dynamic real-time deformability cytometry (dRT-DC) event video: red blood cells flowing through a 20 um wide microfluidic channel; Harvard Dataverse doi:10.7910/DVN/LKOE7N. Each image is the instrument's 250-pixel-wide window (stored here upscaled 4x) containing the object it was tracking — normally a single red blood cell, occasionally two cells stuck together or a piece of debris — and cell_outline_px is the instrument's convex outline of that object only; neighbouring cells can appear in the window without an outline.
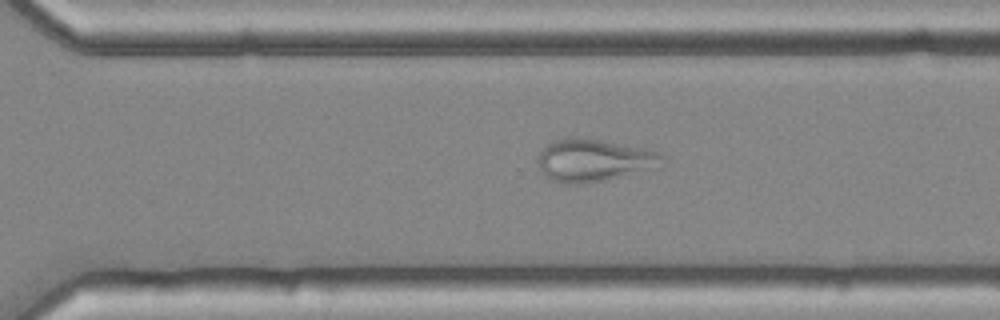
{"species": "common noctule bat (a hibernating species)", "species_latin": "Nyctalus noctula", "temperature_condition": "cold", "stored_images_in_passage": 45, "camera_frame_rate_fps": 3000, "um_per_image_px": 0.085, "animal": {"sex": "female", "body_mass_g": 25.1}, "frame": {"image": 1, "passage_image": 29, "time_ms": 9.333, "image_size_px": [1000, 320], "cell_outline_px": [[668, 160], [664, 168], [604, 180], [580, 184], [568, 184], [552, 180], [540, 168], [540, 152], [552, 140], [568, 136], [580, 136], [644, 148], [660, 152], [668, 156]], "centroid_in_image_um": [50.64, 13.61], "position_along_channel_um": 320.0, "area_um2": 31.5}}
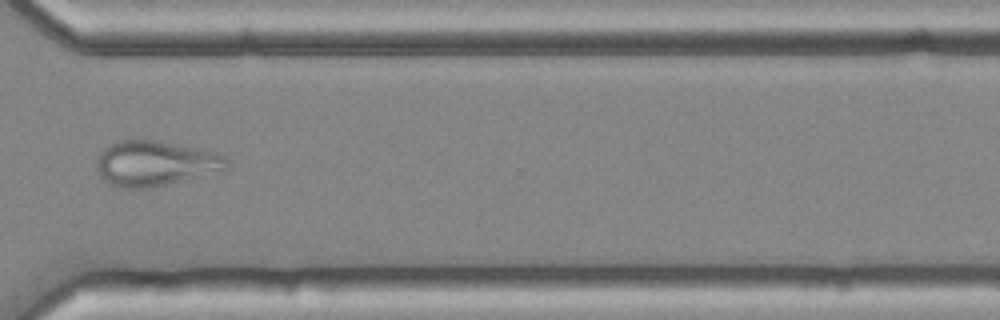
{"frame": {"image": 2, "passage_image": 32, "time_ms": 10.333, "image_size_px": [1000, 320], "cell_outline_px": [[228, 168], [224, 172], [148, 188], [116, 188], [108, 184], [100, 176], [96, 168], [96, 160], [100, 152], [104, 148], [120, 140], [152, 140], [216, 152], [224, 156], [228, 160]], "centroid_in_image_um": [13.2, 13.92], "position_along_channel_um": 357.4, "area_um2": 34.51}}
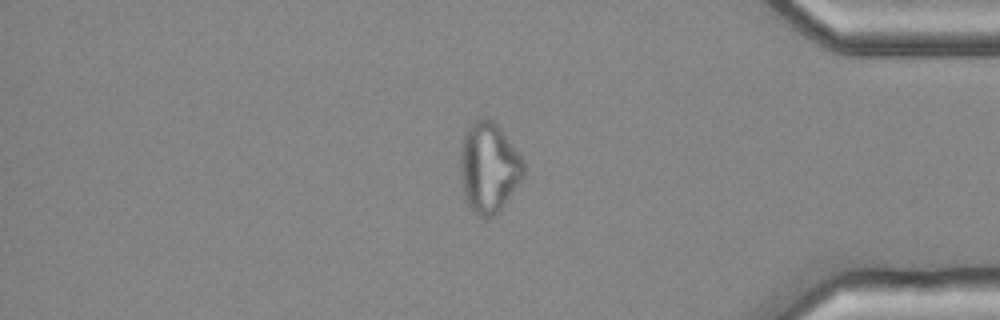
{"frame": {"image": 3, "passage_image": 37, "time_ms": 12.0, "image_size_px": [1000, 320], "cell_outline_px": [[528, 168], [524, 176], [504, 204], [492, 216], [484, 220], [476, 216], [468, 204], [464, 192], [460, 176], [460, 148], [464, 136], [468, 128], [480, 116], [488, 116], [504, 132], [524, 160]], "centroid_in_image_um": [41.56, 14.22], "position_along_channel_um": 393.6, "area_um2": 33.64}}